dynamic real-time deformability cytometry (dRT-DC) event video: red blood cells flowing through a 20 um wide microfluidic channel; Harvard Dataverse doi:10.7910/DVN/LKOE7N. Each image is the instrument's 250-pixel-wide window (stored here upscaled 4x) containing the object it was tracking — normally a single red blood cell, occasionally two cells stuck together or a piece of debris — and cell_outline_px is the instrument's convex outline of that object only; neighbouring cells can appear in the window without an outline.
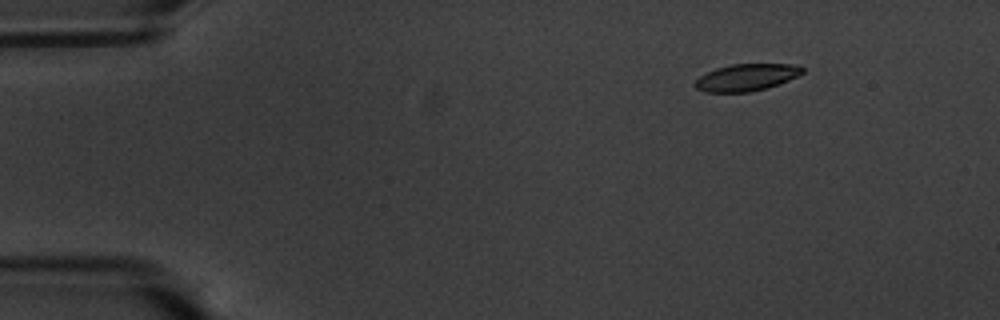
{"species": "common noctule bat (a hibernating species)", "species_latin": "Nyctalus noctula", "temperature_condition": "warm", "stored_images_in_passage": 51, "camera_frame_rate_fps": 3000, "um_per_image_px": 0.085, "animal": {"sex": "male", "body_mass_g": 20.1, "forearm_length_mm": 53.5}, "frame": {"image": 1, "passage_image": 1, "time_ms": 0.0, "image_size_px": [1000, 320], "cell_outline_px": [[804, 72], [788, 80], [764, 88], [748, 92], [704, 92], [696, 88], [696, 80], [700, 76], [716, 68], [732, 64], [800, 64], [804, 68]], "centroid_in_image_um": [63.46, 6.56], "position_along_channel_um": 21.5, "area_um2": 16.65}}
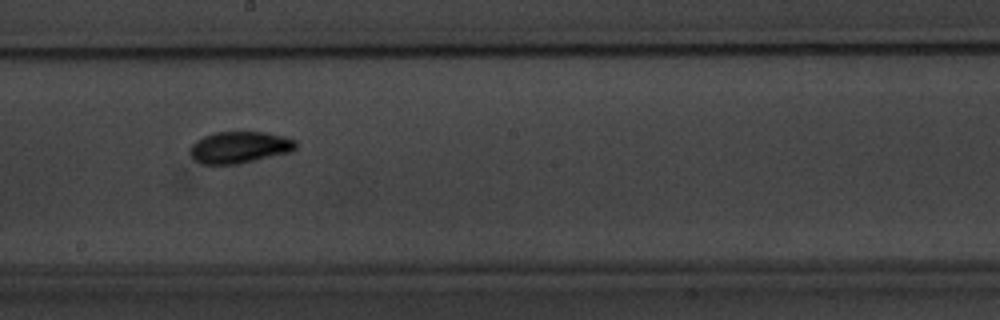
{"frame": {"image": 2, "passage_image": 26, "time_ms": 8.333, "image_size_px": [1000, 320], "cell_outline_px": [[296, 148], [292, 152], [256, 160], [236, 164], [200, 164], [188, 152], [188, 148], [196, 140], [204, 136], [216, 132], [264, 132], [284, 136], [296, 140]], "centroid_in_image_um": [20.35, 12.52], "position_along_channel_um": 227.8, "area_um2": 19.65}}
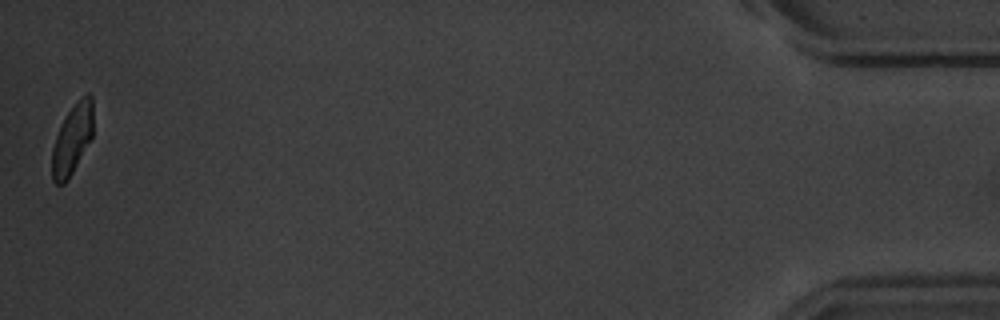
{"frame": {"image": 3, "passage_image": 51, "time_ms": 16.667, "image_size_px": [1000, 320], "cell_outline_px": [[92, 136], [68, 180], [64, 184], [56, 184], [52, 180], [52, 148], [56, 136], [68, 112], [80, 96], [88, 92], [92, 96]], "centroid_in_image_um": [6.14, 11.83], "position_along_channel_um": 429.1, "area_um2": 16.53}, "authors_computed_cell_mechanics": {"area_um2": 18.5538, "velocity_mm_per_s": 3.499, "shape_relaxation_time_tau1_ms": 2.9138, "shape_relaxation_time_tau2_ms": 2.0657, "deformation_change_tau1": 0.1334, "deformation_change_tau2": 0.0695}}